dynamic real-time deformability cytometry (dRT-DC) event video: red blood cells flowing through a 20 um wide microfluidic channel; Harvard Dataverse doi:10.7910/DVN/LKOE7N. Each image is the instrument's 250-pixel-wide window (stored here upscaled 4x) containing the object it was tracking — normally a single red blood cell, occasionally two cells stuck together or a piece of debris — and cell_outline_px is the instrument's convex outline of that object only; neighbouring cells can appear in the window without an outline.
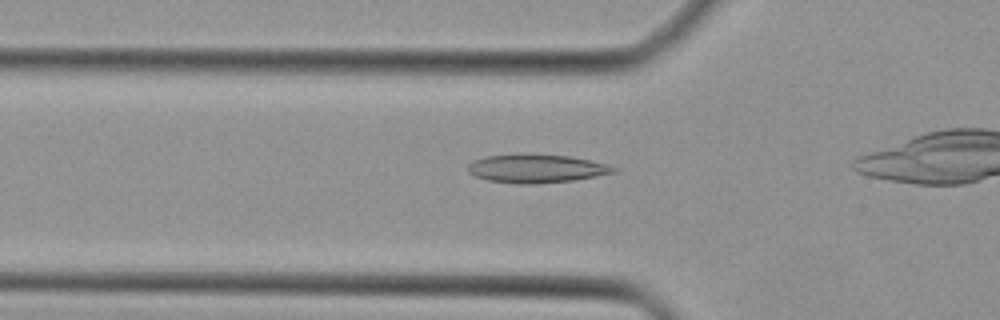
{"species": "Egyptian fruit bat (a non-hibernating species)", "species_latin": "Rousettus aegyptiacus", "temperature_condition": "cold", "stored_images_in_passage": 29, "camera_frame_rate_fps": 3000, "um_per_image_px": 0.085, "animal": {"sex": "female"}, "frame": {"image": 1, "passage_image": 11, "time_ms": 3.333, "image_size_px": [1000, 320], "cell_outline_px": [[620, 168], [616, 172], [596, 176], [572, 180], [532, 184], [520, 184], [488, 180], [476, 176], [468, 172], [468, 164], [472, 160], [484, 156], [568, 156], [608, 164]], "centroid_in_image_um": [45.62, 14.35], "position_along_channel_um": 80.2, "area_um2": 23.35}}
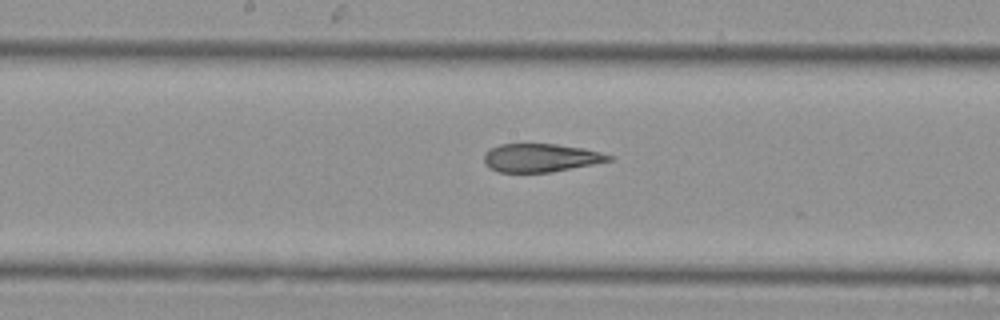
{"frame": {"image": 2, "passage_image": 19, "time_ms": 6.0, "image_size_px": [1000, 320], "cell_outline_px": [[616, 156], [612, 160], [552, 172], [500, 172], [488, 168], [484, 164], [484, 156], [492, 148], [500, 144], [556, 144], [584, 148]], "centroid_in_image_um": [45.98, 13.41], "position_along_channel_um": 202.2, "area_um2": 20.52}}
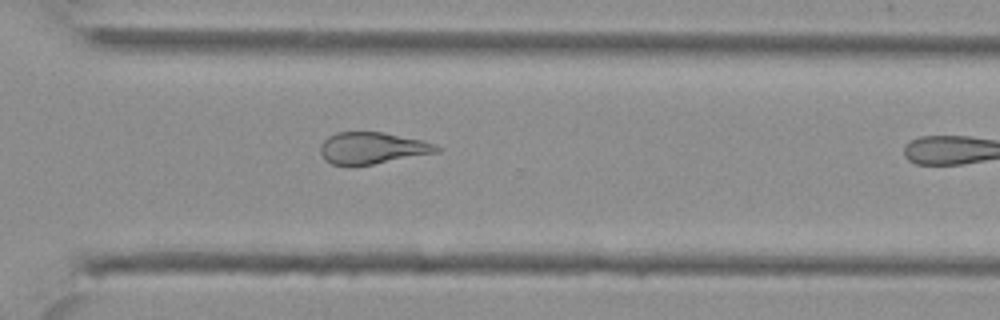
{"frame": {"image": 3, "passage_image": 28, "time_ms": 9.0, "image_size_px": [1000, 320], "cell_outline_px": [[440, 148], [436, 152], [372, 164], [348, 168], [332, 164], [324, 160], [320, 152], [320, 144], [328, 136], [336, 132], [380, 132], [424, 140], [436, 144]], "centroid_in_image_um": [31.56, 12.6], "position_along_channel_um": 339.0, "area_um2": 21.68}}